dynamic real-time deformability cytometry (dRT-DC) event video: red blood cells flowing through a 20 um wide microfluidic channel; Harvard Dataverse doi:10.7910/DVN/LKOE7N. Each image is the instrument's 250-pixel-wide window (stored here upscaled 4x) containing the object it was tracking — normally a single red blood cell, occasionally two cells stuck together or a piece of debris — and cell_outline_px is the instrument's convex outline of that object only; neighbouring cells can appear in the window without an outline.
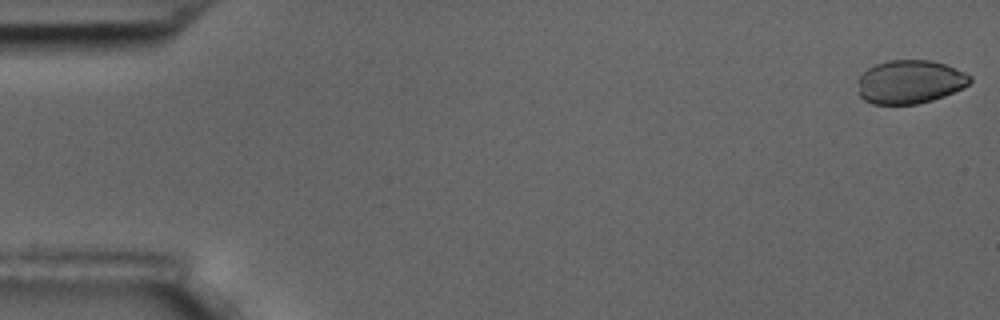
{"species": "common noctule bat (a hibernating species)", "species_latin": "Nyctalus noctula", "temperature_condition": "room temperature", "stored_images_in_passage": 4, "camera_frame_rate_fps": 3000, "um_per_image_px": 0.085, "animal": {"sex": "male", "body_mass_g": 17.5, "forearm_length_mm": 52.3}, "frame": {"image": 1, "passage_image": 1, "time_ms": 0.0, "image_size_px": [1000, 320], "cell_outline_px": [[972, 80], [968, 84], [944, 96], [932, 100], [916, 104], [872, 104], [864, 100], [860, 96], [856, 80], [868, 68], [876, 64], [888, 60], [932, 60], [944, 64], [964, 72], [972, 76]], "centroid_in_image_um": [77.31, 6.96], "position_along_channel_um": 7.7, "area_um2": 28.44}}